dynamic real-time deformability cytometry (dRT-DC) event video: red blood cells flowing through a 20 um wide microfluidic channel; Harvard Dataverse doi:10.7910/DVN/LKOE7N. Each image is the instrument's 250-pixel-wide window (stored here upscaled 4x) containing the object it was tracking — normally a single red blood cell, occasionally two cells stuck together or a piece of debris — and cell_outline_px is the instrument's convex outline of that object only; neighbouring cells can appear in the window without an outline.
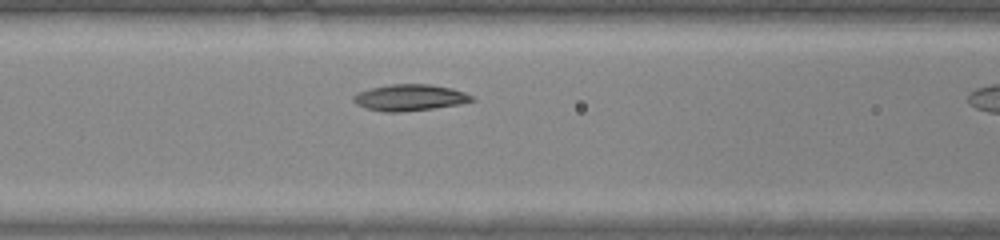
{"species": "common noctule bat (a hibernating species)", "species_latin": "Nyctalus noctula", "temperature_condition": "warm", "stored_images_in_passage": 10, "camera_frame_rate_fps": 3000, "um_per_image_px": 0.085, "animal": {"sex": "male", "body_mass_g": 20.0, "forearm_length_mm": 53.3}, "frame": {"image": 1, "passage_image": 9, "time_ms": 2.667, "image_size_px": [1000, 240], "cell_outline_px": [[476, 100], [460, 104], [432, 108], [400, 112], [384, 112], [364, 108], [356, 104], [352, 100], [352, 96], [356, 92], [388, 84], [432, 84], [452, 88], [464, 92], [472, 96]], "centroid_in_image_um": [34.79, 8.29], "position_along_channel_um": 131.8, "area_um2": 18.32}}